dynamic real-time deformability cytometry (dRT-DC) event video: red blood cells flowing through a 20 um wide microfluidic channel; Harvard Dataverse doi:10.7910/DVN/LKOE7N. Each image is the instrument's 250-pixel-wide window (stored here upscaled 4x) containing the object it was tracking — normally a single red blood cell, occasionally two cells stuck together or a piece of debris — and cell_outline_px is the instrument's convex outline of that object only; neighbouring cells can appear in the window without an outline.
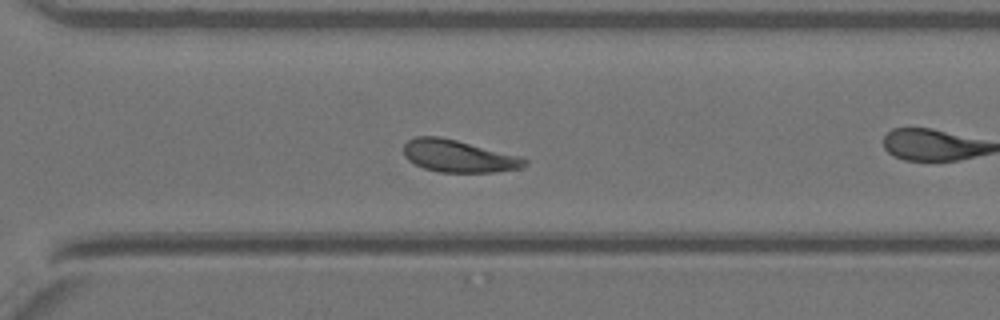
{"species": "Egyptian fruit bat (a non-hibernating species)", "species_latin": "Rousettus aegyptiacus", "temperature_condition": "warm", "stored_images_in_passage": 42, "camera_frame_rate_fps": 3000, "um_per_image_px": 0.085, "animal": {"sex": "female"}, "frame": {"image": 1, "passage_image": 30, "time_ms": 9.667, "image_size_px": [1000, 320], "cell_outline_px": [[528, 164], [520, 168], [492, 172], [440, 172], [424, 168], [408, 160], [404, 156], [404, 144], [408, 140], [416, 136], [440, 136], [524, 156], [528, 160]], "centroid_in_image_um": [39.01, 13.26], "position_along_channel_um": 331.6, "area_um2": 22.95}}